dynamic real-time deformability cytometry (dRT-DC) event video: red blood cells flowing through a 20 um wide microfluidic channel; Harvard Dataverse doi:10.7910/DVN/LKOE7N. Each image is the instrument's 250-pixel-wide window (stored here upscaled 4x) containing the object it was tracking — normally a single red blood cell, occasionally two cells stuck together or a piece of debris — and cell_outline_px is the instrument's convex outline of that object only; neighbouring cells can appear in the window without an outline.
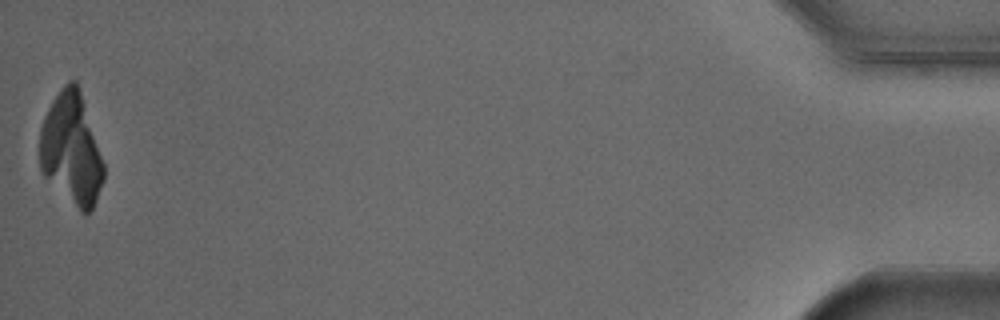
{"species": "Egyptian fruit bat (a non-hibernating species)", "species_latin": "Rousettus aegyptiacus", "temperature_condition": "cold", "stored_images_in_passage": 51, "camera_frame_rate_fps": 3000, "um_per_image_px": 0.085, "animal": {"sex": "male"}, "frame": {"image": 1, "passage_image": 51, "time_ms": 16.667, "image_size_px": [1000, 320], "cell_outline_px": [[104, 180], [96, 200], [88, 216], [84, 216], [40, 172], [40, 128], [44, 116], [52, 100], [60, 88], [68, 80], [76, 80], [104, 164]], "centroid_in_image_um": [6.05, 12.71], "position_along_channel_um": 429.1, "area_um2": 41.56}}